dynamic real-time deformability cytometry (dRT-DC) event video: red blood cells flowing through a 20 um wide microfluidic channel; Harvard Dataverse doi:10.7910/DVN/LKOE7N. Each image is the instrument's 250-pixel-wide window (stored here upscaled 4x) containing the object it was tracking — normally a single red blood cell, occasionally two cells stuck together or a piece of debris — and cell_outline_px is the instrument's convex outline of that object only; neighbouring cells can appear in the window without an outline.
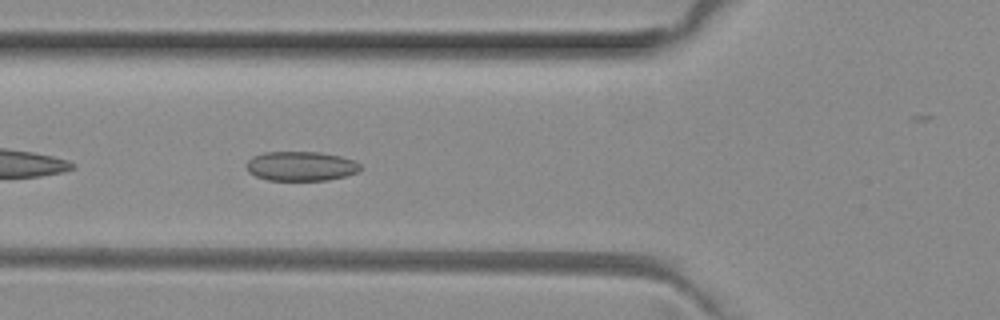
{"species": "common noctule bat (a hibernating species)", "species_latin": "Nyctalus noctula", "temperature_condition": "room temperature", "stored_images_in_passage": 3, "camera_frame_rate_fps": 3000, "um_per_image_px": 0.085, "animal": {"sex": "female", "body_mass_g": 29.2, "forearm_length_mm": 56.3}, "frame": {"image": 1, "passage_image": 3, "time_ms": 0.667, "image_size_px": [1000, 320], "cell_outline_px": [[364, 168], [356, 172], [344, 176], [328, 180], [268, 180], [256, 176], [248, 172], [244, 164], [252, 156], [264, 152], [320, 152], [340, 156], [356, 160]], "centroid_in_image_um": [25.57, 14.11], "position_along_channel_um": 100.2, "area_um2": 19.77}}